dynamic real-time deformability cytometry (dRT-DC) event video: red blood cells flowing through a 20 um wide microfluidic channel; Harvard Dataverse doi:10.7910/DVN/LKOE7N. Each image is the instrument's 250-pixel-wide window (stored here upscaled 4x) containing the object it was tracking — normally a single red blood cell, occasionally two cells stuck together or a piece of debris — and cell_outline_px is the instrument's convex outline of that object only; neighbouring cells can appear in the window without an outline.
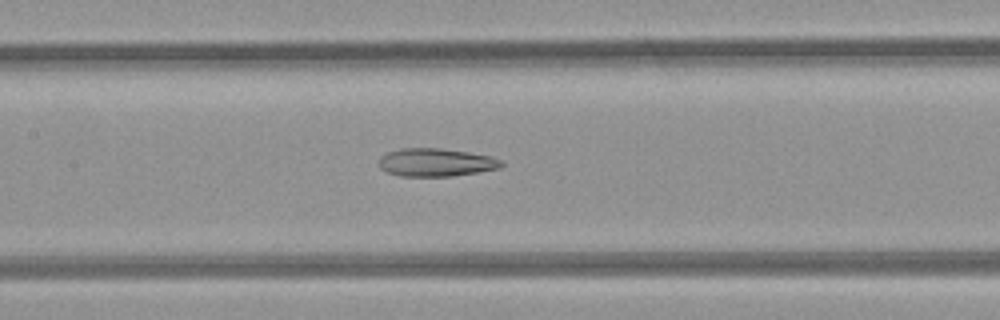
{"species": "common noctule bat (a hibernating species)", "species_latin": "Nyctalus noctula", "temperature_condition": "room temperature", "stored_images_in_passage": 41, "camera_frame_rate_fps": 3000, "um_per_image_px": 0.085, "animal": {"sex": "female", "body_mass_g": 21.9}, "frame": {"image": 1, "passage_image": 14, "time_ms": 4.333, "image_size_px": [1000, 320], "cell_outline_px": [[504, 164], [500, 168], [452, 176], [400, 176], [388, 172], [380, 168], [380, 156], [388, 152], [400, 148], [440, 148], [468, 152], [492, 156], [504, 160]], "centroid_in_image_um": [37.09, 13.79], "position_along_channel_um": 170.3, "area_um2": 20.06}}
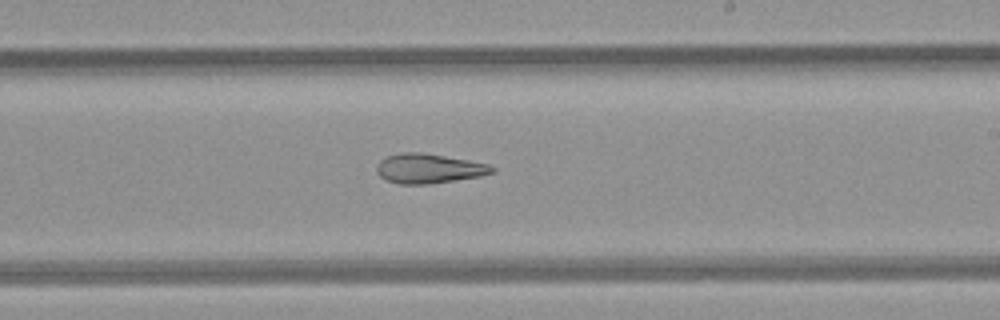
{"frame": {"image": 2, "passage_image": 20, "time_ms": 6.333, "image_size_px": [1000, 320], "cell_outline_px": [[496, 172], [480, 176], [428, 184], [400, 184], [384, 180], [376, 172], [376, 164], [380, 160], [388, 156], [400, 152], [424, 152], [468, 160], [488, 164], [496, 168]], "centroid_in_image_um": [36.42, 14.32], "position_along_channel_um": 252.6, "area_um2": 20.06}}
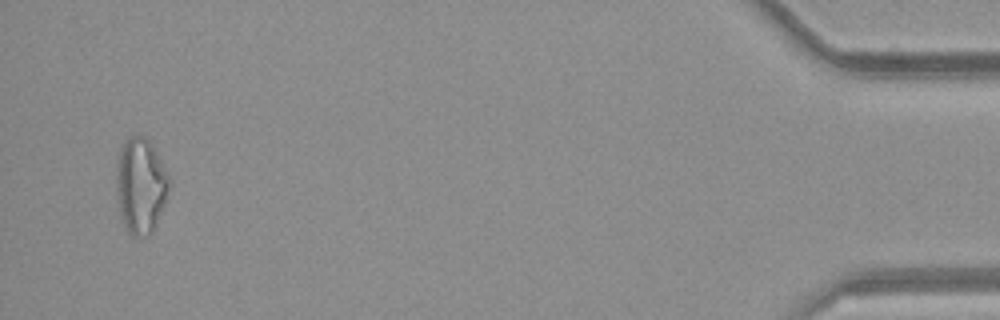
{"frame": {"image": 3, "passage_image": 39, "time_ms": 12.667, "image_size_px": [1000, 320], "cell_outline_px": [[168, 188], [164, 204], [156, 224], [152, 232], [148, 236], [132, 236], [128, 232], [120, 216], [116, 192], [116, 180], [120, 148], [124, 140], [128, 136], [144, 136], [152, 140], [168, 176]], "centroid_in_image_um": [11.94, 15.75], "position_along_channel_um": 423.3, "area_um2": 29.42}, "authors_computed_cell_mechanics": {"area_um2": 22.6576, "velocity_mm_per_s": 4.1275, "shape_relaxation_time_tau1_ms": null, "shape_relaxation_time_tau2_ms": 6.6764, "deformation_change_tau1": null, "deformation_change_tau2": 0.1882}}